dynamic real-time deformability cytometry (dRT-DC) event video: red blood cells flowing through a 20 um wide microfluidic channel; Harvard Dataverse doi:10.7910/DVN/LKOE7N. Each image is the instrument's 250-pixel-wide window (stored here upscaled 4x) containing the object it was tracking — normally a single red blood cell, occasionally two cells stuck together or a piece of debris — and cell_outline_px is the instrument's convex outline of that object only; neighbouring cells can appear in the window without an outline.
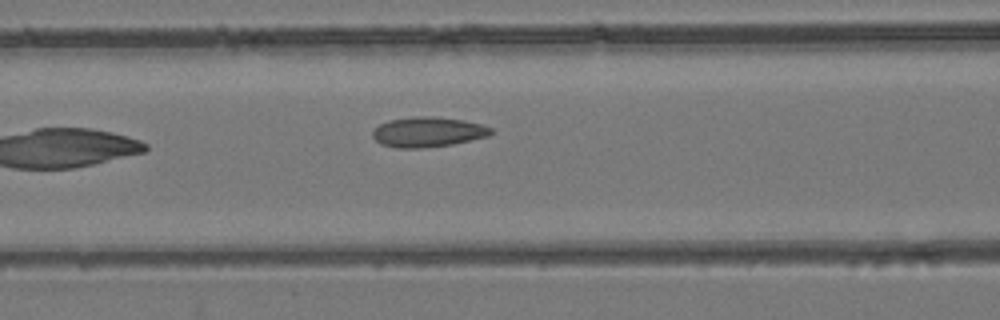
{"species": "common noctule bat (a hibernating species)", "species_latin": "Nyctalus noctula", "temperature_condition": "room temperature", "stored_images_in_passage": 4, "camera_frame_rate_fps": 3000, "um_per_image_px": 0.085, "animal": {"sex": "female", "body_mass_g": 24.6, "forearm_length_mm": 56.2}, "frame": {"image": 1, "passage_image": 4, "time_ms": 1.0, "image_size_px": [1000, 320], "cell_outline_px": [[492, 132], [488, 136], [452, 144], [420, 148], [396, 148], [380, 144], [372, 136], [372, 132], [380, 124], [388, 120], [412, 116], [432, 116], [464, 120], [480, 124], [492, 128]], "centroid_in_image_um": [36.34, 11.21], "position_along_channel_um": 130.3, "area_um2": 20.69}}